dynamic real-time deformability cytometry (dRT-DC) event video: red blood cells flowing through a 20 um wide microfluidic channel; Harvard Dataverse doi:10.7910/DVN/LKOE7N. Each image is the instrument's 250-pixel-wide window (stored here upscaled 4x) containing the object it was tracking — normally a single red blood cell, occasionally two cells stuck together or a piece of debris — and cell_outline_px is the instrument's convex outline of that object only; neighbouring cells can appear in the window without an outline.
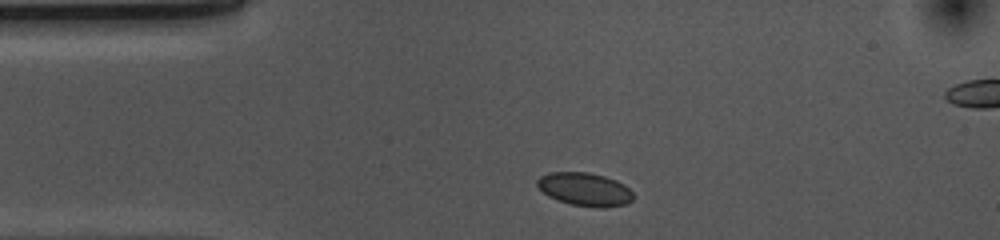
{"species": "common noctule bat (a hibernating species)", "species_latin": "Nyctalus noctula", "temperature_condition": "cold", "stored_images_in_passage": 24, "camera_frame_rate_fps": 3000, "um_per_image_px": 0.085, "animal": {"sex": "female", "body_mass_g": 10.0, "forearm_length_mm": 53.1}, "frame": {"image": 1, "passage_image": 1, "time_ms": 0.0, "image_size_px": [1000, 240], "cell_outline_px": [[632, 200], [624, 204], [604, 208], [600, 208], [572, 204], [556, 200], [548, 196], [536, 184], [536, 180], [540, 176], [548, 172], [588, 172], [604, 176], [616, 180], [624, 184], [632, 192]], "centroid_in_image_um": [49.68, 16.08], "position_along_channel_um": 35.3, "area_um2": 18.55}}
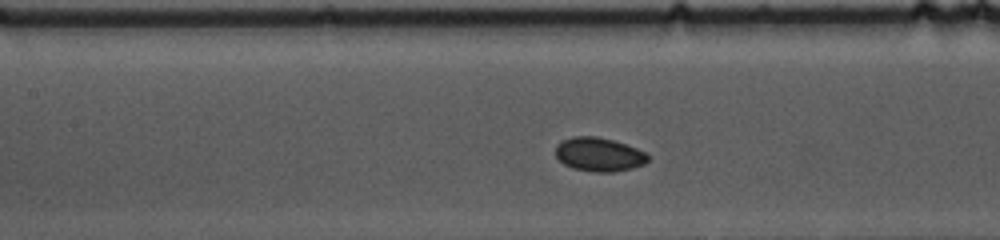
{"frame": {"image": 2, "passage_image": 13, "time_ms": 4.0, "image_size_px": [1000, 240], "cell_outline_px": [[648, 160], [644, 164], [632, 168], [616, 172], [592, 172], [572, 168], [564, 164], [556, 156], [556, 144], [560, 140], [572, 136], [596, 136], [612, 140], [648, 152]], "centroid_in_image_um": [50.9, 13.13], "position_along_channel_um": 156.5, "area_um2": 18.38}}
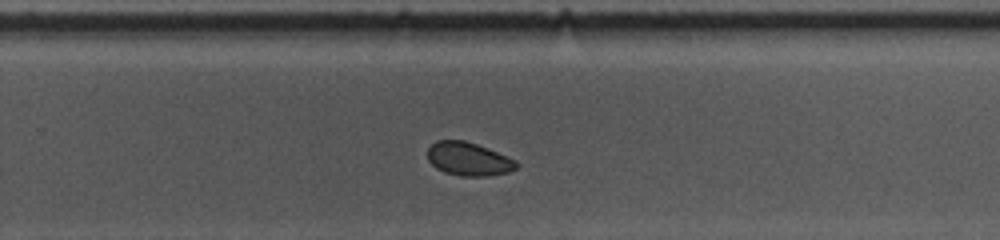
{"frame": {"image": 3, "passage_image": 24, "time_ms": 7.667, "image_size_px": [1000, 240], "cell_outline_px": [[520, 164], [516, 168], [508, 172], [488, 176], [460, 176], [444, 172], [436, 168], [428, 160], [428, 148], [436, 140], [464, 140], [488, 148], [516, 160]], "centroid_in_image_um": [39.83, 13.52], "position_along_channel_um": 290.0, "area_um2": 17.34}}